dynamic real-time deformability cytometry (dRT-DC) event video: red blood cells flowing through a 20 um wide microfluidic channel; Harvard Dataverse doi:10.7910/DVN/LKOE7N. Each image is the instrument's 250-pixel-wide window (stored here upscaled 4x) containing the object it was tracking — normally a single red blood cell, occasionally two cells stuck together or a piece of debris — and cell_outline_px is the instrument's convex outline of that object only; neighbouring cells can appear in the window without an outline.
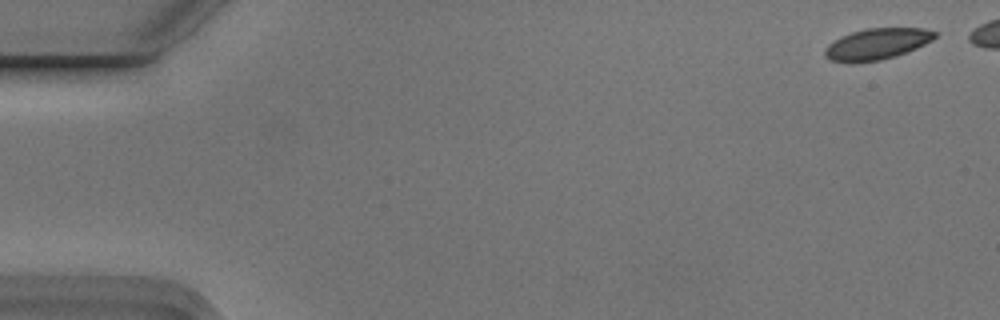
{"species": "Egyptian fruit bat (a non-hibernating species)", "species_latin": "Rousettus aegyptiacus", "temperature_condition": "cold", "stored_images_in_passage": 4, "camera_frame_rate_fps": 3000, "um_per_image_px": 0.085, "animal": {"sex": "male"}, "frame": {"image": 1, "passage_image": 1, "time_ms": 0.0, "image_size_px": [1000, 320], "cell_outline_px": [[936, 36], [932, 40], [916, 48], [896, 56], [880, 60], [852, 64], [848, 64], [832, 60], [824, 56], [824, 48], [828, 44], [840, 36], [852, 32], [868, 28], [924, 28], [936, 32]], "centroid_in_image_um": [74.49, 3.75], "position_along_channel_um": 10.5, "area_um2": 20.17}}